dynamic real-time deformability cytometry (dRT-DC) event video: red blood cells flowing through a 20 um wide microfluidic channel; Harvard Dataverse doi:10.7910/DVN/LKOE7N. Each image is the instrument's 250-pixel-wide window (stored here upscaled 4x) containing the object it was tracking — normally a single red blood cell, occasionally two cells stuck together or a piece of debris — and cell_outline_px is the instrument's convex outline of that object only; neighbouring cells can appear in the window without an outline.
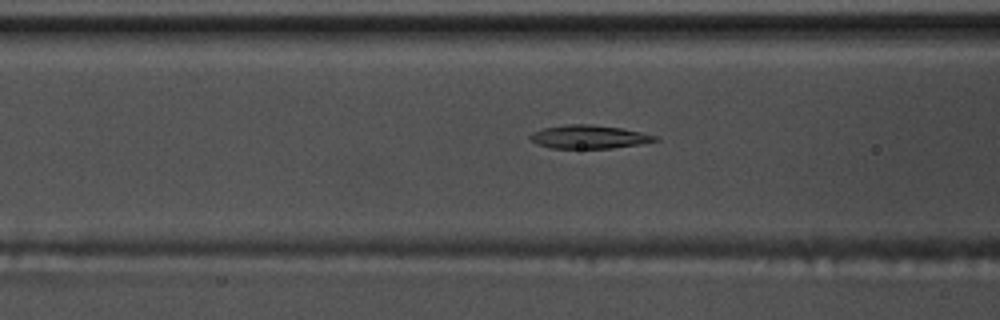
{"species": "common noctule bat (a hibernating species)", "species_latin": "Nyctalus noctula", "temperature_condition": "warm", "stored_images_in_passage": 50, "camera_frame_rate_fps": 3000, "um_per_image_px": 0.085, "animal": {"sex": "male", "body_mass_g": 17.5, "forearm_length_mm": 52.3}, "frame": {"image": 1, "passage_image": 17, "time_ms": 5.333, "image_size_px": [1000, 320], "cell_outline_px": [[660, 140], [640, 144], [612, 148], [552, 148], [536, 144], [528, 136], [532, 132], [544, 128], [568, 124], [588, 124], [620, 128], [640, 132], [656, 136]], "centroid_in_image_um": [50.04, 11.64], "position_along_channel_um": 116.6, "area_um2": 16.88}}
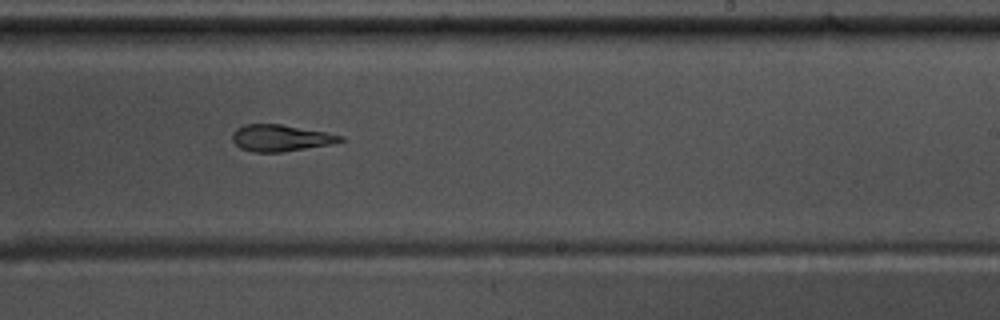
{"frame": {"image": 2, "passage_image": 29, "time_ms": 9.333, "image_size_px": [1000, 320], "cell_outline_px": [[344, 140], [332, 144], [280, 152], [252, 152], [240, 148], [232, 140], [232, 132], [236, 128], [244, 124], [280, 124], [324, 132], [344, 136]], "centroid_in_image_um": [23.81, 11.73], "position_along_channel_um": 265.2, "area_um2": 16.65}}
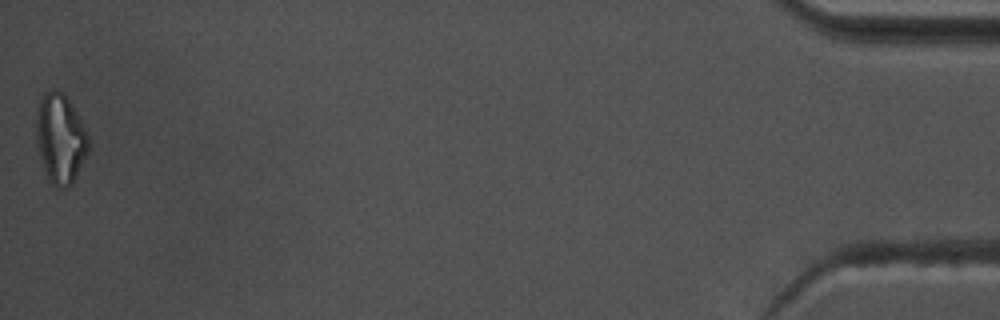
{"frame": {"image": 3, "passage_image": 50, "time_ms": 16.333, "image_size_px": [1000, 320], "cell_outline_px": [[88, 152], [72, 184], [68, 188], [56, 188], [52, 184], [44, 168], [36, 136], [36, 120], [40, 96], [44, 92], [52, 88], [56, 88], [64, 92], [84, 124], [88, 136]], "centroid_in_image_um": [5.14, 11.73], "position_along_channel_um": 430.1, "area_um2": 27.28}, "authors_computed_cell_mechanics": {"area_um2": 17.6579, "velocity_mm_per_s": 3.7241, "shape_relaxation_time_tau1_ms": 3.7758, "shape_relaxation_time_tau2_ms": 2.8823, "deformation_change_tau1": 0.1822, "deformation_change_tau2": 0.1266}}